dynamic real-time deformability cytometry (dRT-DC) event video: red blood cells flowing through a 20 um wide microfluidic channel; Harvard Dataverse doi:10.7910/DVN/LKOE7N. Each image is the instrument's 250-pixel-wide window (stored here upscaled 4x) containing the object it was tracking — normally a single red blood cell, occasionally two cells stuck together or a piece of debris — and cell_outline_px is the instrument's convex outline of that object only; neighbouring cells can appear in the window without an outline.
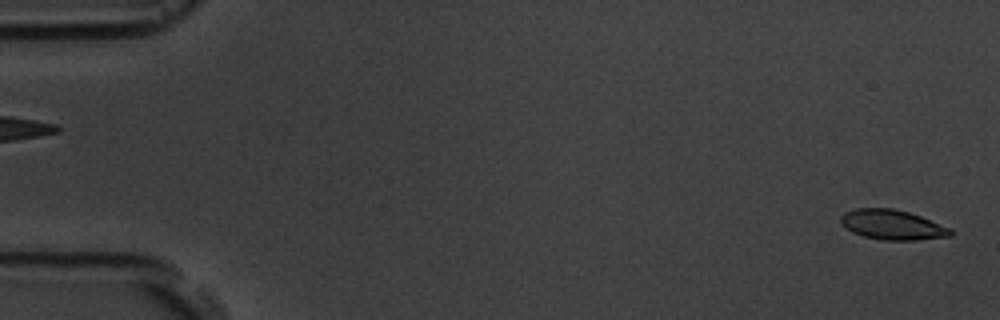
{"species": "common noctule bat (a hibernating species)", "species_latin": "Nyctalus noctula", "temperature_condition": "room temperature", "stored_images_in_passage": 2, "segment_of_instrument_passage": [2, 2], "camera_frame_rate_fps": 3000, "um_per_image_px": 0.085, "animal": {"sex": "male", "body_mass_g": 19.5, "forearm_length_mm": 54.6}, "frame": {"image": 1, "passage_image": 2, "time_ms": 1.0, "image_size_px": [1000, 320], "cell_outline_px": [[952, 236], [916, 240], [884, 240], [864, 236], [852, 232], [840, 224], [840, 216], [844, 212], [856, 208], [892, 208], [908, 212], [920, 216], [952, 228]], "centroid_in_image_um": [75.84, 19.1], "position_along_channel_um": 9.2, "area_um2": 19.19}}